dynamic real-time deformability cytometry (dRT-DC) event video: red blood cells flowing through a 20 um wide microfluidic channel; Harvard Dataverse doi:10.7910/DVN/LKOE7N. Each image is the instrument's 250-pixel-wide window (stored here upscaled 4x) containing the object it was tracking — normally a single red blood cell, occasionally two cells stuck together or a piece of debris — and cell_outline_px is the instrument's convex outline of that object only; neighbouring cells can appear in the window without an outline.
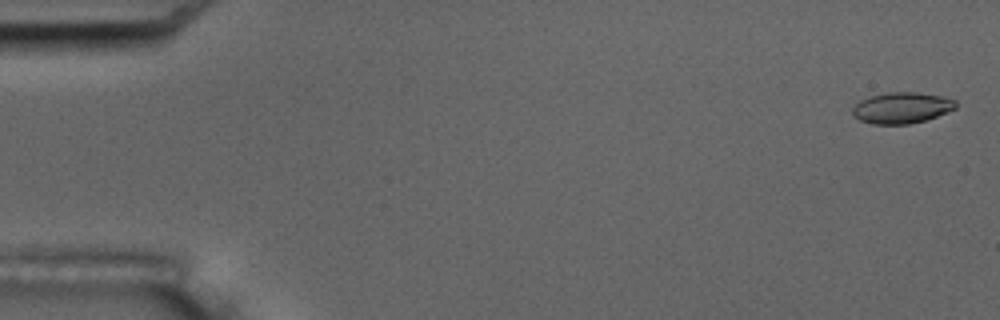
{"species": "common noctule bat (a hibernating species)", "species_latin": "Nyctalus noctula", "temperature_condition": "room temperature", "stored_images_in_passage": 5, "camera_frame_rate_fps": 3000, "um_per_image_px": 0.085, "animal": {"sex": "male", "body_mass_g": 17.5, "forearm_length_mm": 52.3}, "frame": {"image": 1, "passage_image": 1, "time_ms": 0.0, "image_size_px": [1000, 320], "cell_outline_px": [[956, 108], [936, 116], [924, 120], [908, 124], [872, 124], [860, 120], [852, 116], [852, 108], [860, 100], [872, 96], [888, 92], [916, 92], [940, 96], [956, 100]], "centroid_in_image_um": [76.61, 9.17], "position_along_channel_um": 8.4, "area_um2": 18.55}}
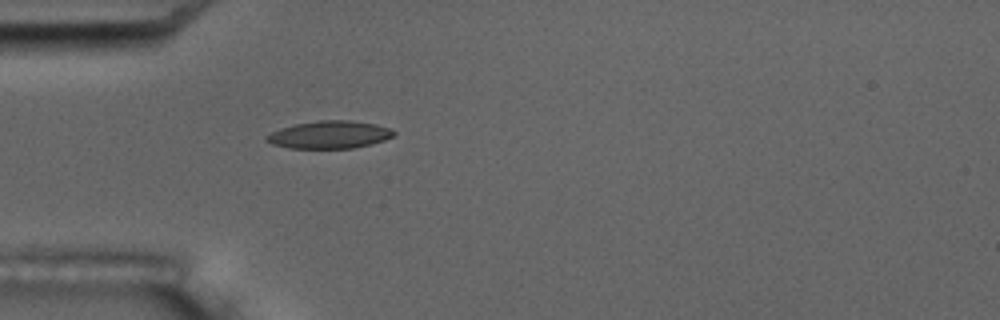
{"frame": {"image": 2, "passage_image": 5, "time_ms": 5.333, "image_size_px": [1000, 320], "cell_outline_px": [[396, 132], [392, 136], [384, 140], [372, 144], [352, 148], [288, 148], [272, 144], [264, 140], [264, 136], [280, 128], [296, 124], [320, 120], [348, 120], [376, 124], [392, 128]], "centroid_in_image_um": [28.0, 11.45], "position_along_channel_um": 57.0, "area_um2": 20.52}}